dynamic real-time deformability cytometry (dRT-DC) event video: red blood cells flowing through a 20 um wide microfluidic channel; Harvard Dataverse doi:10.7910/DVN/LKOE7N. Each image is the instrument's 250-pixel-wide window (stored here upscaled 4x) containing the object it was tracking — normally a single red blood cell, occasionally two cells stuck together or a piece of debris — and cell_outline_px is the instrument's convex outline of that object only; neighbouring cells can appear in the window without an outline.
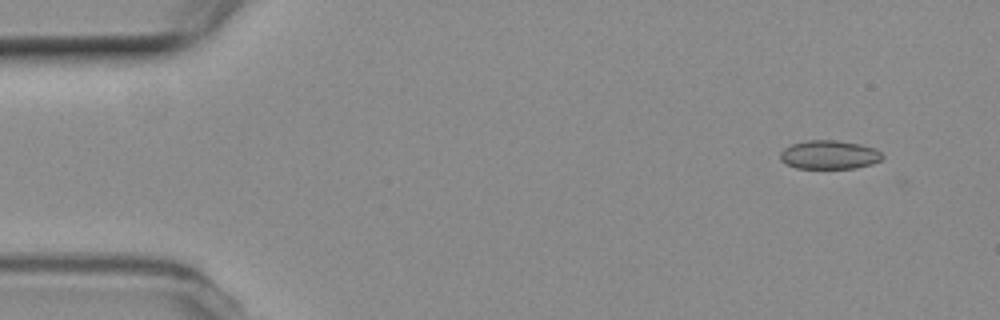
{"species": "common noctule bat (a hibernating species)", "species_latin": "Nyctalus noctula", "temperature_condition": "room temperature", "stored_images_in_passage": 13, "camera_frame_rate_fps": 3000, "um_per_image_px": 0.085, "animal": {"sex": "female", "body_mass_g": 19.3, "forearm_length_mm": 54.1}, "frame": {"image": 1, "passage_image": 1, "time_ms": 0.0, "image_size_px": [1000, 320], "cell_outline_px": [[884, 156], [880, 160], [872, 164], [856, 168], [796, 168], [780, 160], [780, 152], [784, 148], [792, 144], [808, 140], [836, 140], [860, 144], [876, 148]], "centroid_in_image_um": [70.5, 13.15], "position_along_channel_um": 14.5, "area_um2": 17.11}}
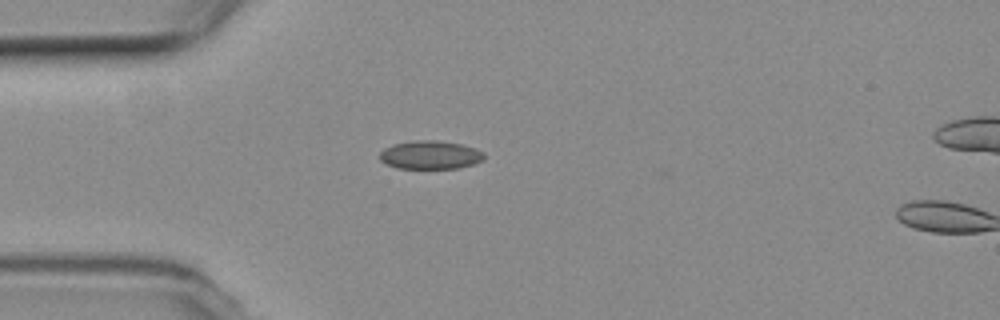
{"frame": {"image": 2, "passage_image": 11, "time_ms": 3.333, "image_size_px": [1000, 320], "cell_outline_px": [[484, 160], [472, 164], [456, 168], [400, 168], [388, 164], [380, 160], [380, 152], [384, 148], [392, 144], [416, 140], [436, 140], [460, 144], [476, 148], [484, 152]], "centroid_in_image_um": [36.58, 13.16], "position_along_channel_um": 48.4, "area_um2": 17.17}}